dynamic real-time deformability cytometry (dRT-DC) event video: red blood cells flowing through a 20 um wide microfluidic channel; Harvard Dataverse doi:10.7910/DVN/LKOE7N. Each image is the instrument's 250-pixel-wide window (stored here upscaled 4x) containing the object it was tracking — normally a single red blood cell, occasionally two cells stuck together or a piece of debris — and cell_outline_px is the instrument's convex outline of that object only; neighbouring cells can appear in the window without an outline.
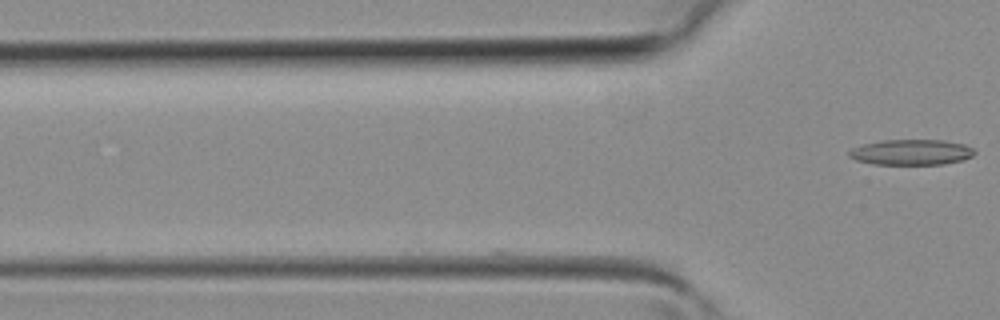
{"species": "common noctule bat (a hibernating species)", "species_latin": "Nyctalus noctula", "temperature_condition": "room temperature", "stored_images_in_passage": 2, "camera_frame_rate_fps": 3000, "um_per_image_px": 0.085, "animal": {"sex": "female", "body_mass_g": 19.3, "forearm_length_mm": 54.1}, "frame": {"image": 1, "passage_image": 2, "time_ms": 0.333, "image_size_px": [1000, 320], "cell_outline_px": [[976, 152], [972, 156], [960, 160], [944, 164], [872, 164], [856, 160], [848, 156], [848, 152], [852, 148], [864, 144], [880, 140], [944, 140], [964, 144], [972, 148]], "centroid_in_image_um": [77.44, 12.93], "position_along_channel_um": 48.4, "area_um2": 18.61}}